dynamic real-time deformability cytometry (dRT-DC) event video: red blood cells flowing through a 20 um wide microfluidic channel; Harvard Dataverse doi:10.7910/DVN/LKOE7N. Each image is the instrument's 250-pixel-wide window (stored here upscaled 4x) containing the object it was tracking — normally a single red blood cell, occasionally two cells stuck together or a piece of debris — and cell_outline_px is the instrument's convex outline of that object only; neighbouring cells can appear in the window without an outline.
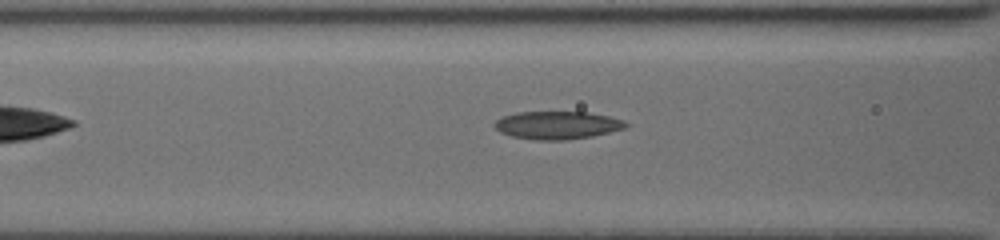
{"species": "common noctule bat (a hibernating species)", "species_latin": "Nyctalus noctula", "temperature_condition": "cold", "stored_images_in_passage": 30, "camera_frame_rate_fps": 3000, "um_per_image_px": 0.085, "animal": {"sex": "female", "body_mass_g": 19.5, "forearm_length_mm": 54.1}, "frame": {"image": 1, "passage_image": 6, "time_ms": 1.667, "image_size_px": [1000, 240], "cell_outline_px": [[628, 124], [624, 128], [592, 136], [568, 140], [536, 140], [512, 136], [500, 132], [496, 128], [496, 120], [504, 116], [516, 112], [588, 112], [608, 116], [624, 120]], "centroid_in_image_um": [47.38, 10.64], "position_along_channel_um": 119.2, "area_um2": 21.15}}
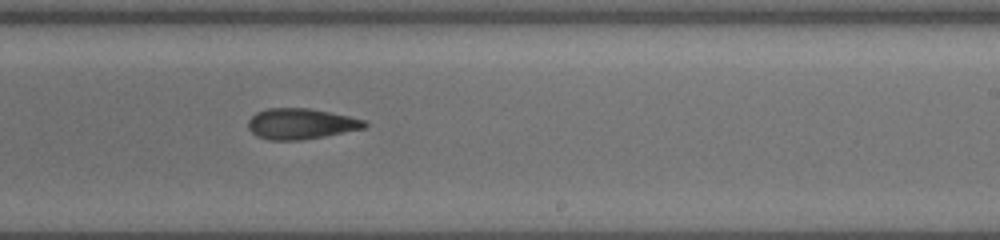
{"frame": {"image": 2, "passage_image": 17, "time_ms": 5.333, "image_size_px": [1000, 240], "cell_outline_px": [[368, 124], [364, 128], [324, 136], [300, 140], [268, 140], [256, 136], [248, 128], [248, 120], [256, 112], [268, 108], [308, 108], [348, 116], [364, 120]], "centroid_in_image_um": [25.53, 10.52], "position_along_channel_um": 263.5, "area_um2": 20.69}}
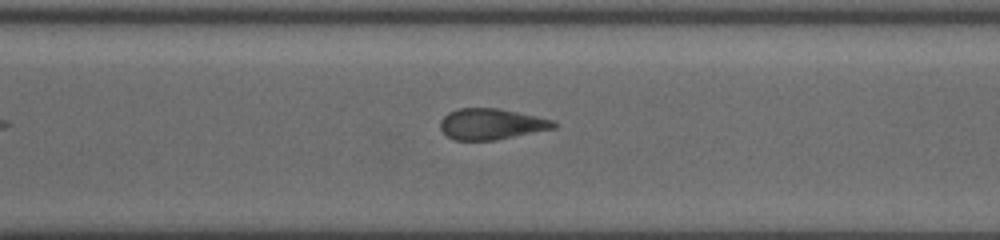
{"frame": {"image": 3, "passage_image": 22, "time_ms": 7.0, "image_size_px": [1000, 240], "cell_outline_px": [[556, 128], [496, 140], [452, 140], [440, 128], [440, 120], [448, 112], [460, 108], [496, 108], [552, 120], [556, 124]], "centroid_in_image_um": [41.72, 10.55], "position_along_channel_um": 328.9, "area_um2": 20.23}}